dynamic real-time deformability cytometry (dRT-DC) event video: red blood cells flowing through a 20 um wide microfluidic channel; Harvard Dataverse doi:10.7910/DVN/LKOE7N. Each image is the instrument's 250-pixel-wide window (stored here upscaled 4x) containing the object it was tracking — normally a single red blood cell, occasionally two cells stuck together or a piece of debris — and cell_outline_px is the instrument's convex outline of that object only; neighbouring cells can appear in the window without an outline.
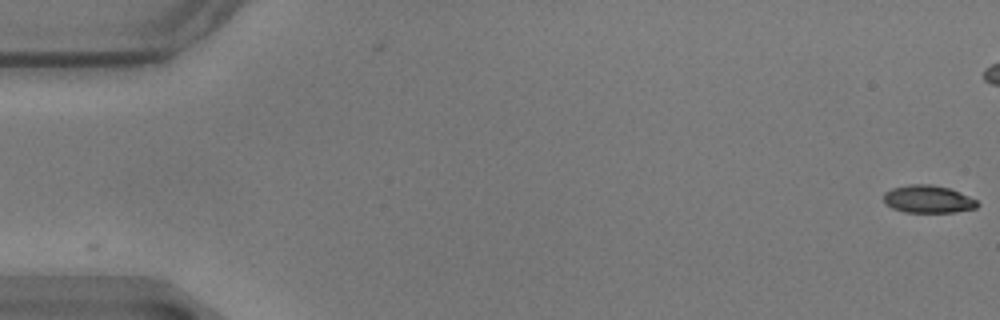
{"species": "common noctule bat (a hibernating species)", "species_latin": "Nyctalus noctula", "temperature_condition": "warm", "stored_images_in_passage": 11, "camera_frame_rate_fps": 3000, "um_per_image_px": 0.085, "animal": {"sex": "male", "body_mass_g": 17.9}, "frame": {"image": 1, "passage_image": 1, "time_ms": 0.0, "image_size_px": [1000, 320], "cell_outline_px": [[980, 204], [976, 208], [956, 212], [904, 212], [892, 208], [884, 204], [884, 192], [892, 188], [908, 184], [932, 184], [948, 188], [960, 192], [976, 200]], "centroid_in_image_um": [78.87, 16.93], "position_along_channel_um": 6.1, "area_um2": 15.2}}